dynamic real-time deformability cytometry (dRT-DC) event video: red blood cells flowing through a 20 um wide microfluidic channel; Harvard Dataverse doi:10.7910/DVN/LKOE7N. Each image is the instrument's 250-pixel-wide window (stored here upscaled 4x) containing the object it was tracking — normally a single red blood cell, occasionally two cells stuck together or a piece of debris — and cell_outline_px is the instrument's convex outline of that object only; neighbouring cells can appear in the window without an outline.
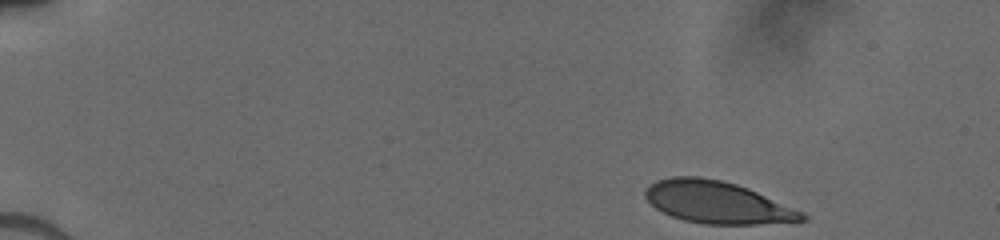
{"species": "human", "species_latin": "Homo sapiens", "temperature_condition": "cold", "stored_images_in_passage": 45, "camera_frame_rate_fps": 3000, "um_per_image_px": 0.085, "donor": {"sex": "male"}, "frame": {"image": 1, "passage_image": 1, "time_ms": 0.0, "image_size_px": [1000, 240], "cell_outline_px": [[808, 220], [760, 224], [704, 224], [684, 220], [672, 216], [656, 208], [644, 196], [644, 192], [648, 184], [656, 180], [672, 176], [700, 176], [720, 180], [736, 184], [748, 188], [804, 212], [808, 216]], "centroid_in_image_um": [60.96, 17.19], "position_along_channel_um": 24.0, "area_um2": 38.49}}
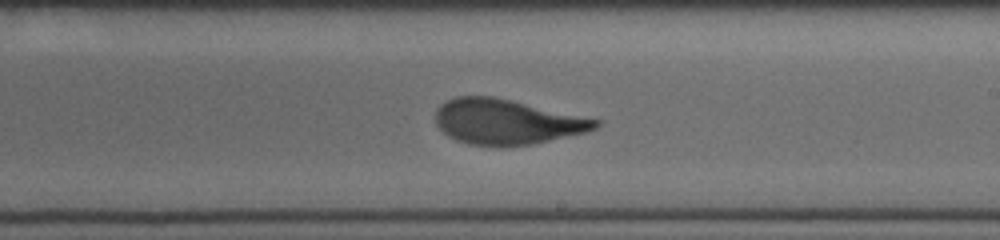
{"frame": {"image": 2, "passage_image": 26, "time_ms": 8.333, "image_size_px": [1000, 240], "cell_outline_px": [[604, 120], [596, 128], [588, 132], [532, 144], [500, 148], [496, 148], [468, 144], [456, 140], [448, 136], [436, 124], [436, 108], [440, 104], [456, 96], [492, 96]], "centroid_in_image_um": [43.09, 10.37], "position_along_channel_um": 245.9, "area_um2": 42.66}}
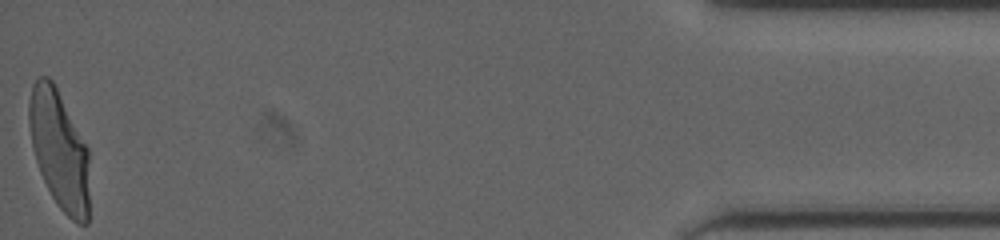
{"frame": {"image": 3, "passage_image": 45, "time_ms": 14.667, "image_size_px": [1000, 240], "cell_outline_px": [[88, 224], [76, 224], [56, 204], [40, 172], [36, 160], [32, 144], [28, 120], [28, 104], [32, 84], [36, 76], [48, 76], [52, 80], [88, 148]], "centroid_in_image_um": [5.02, 12.72], "position_along_channel_um": 430.2, "area_um2": 41.56}}